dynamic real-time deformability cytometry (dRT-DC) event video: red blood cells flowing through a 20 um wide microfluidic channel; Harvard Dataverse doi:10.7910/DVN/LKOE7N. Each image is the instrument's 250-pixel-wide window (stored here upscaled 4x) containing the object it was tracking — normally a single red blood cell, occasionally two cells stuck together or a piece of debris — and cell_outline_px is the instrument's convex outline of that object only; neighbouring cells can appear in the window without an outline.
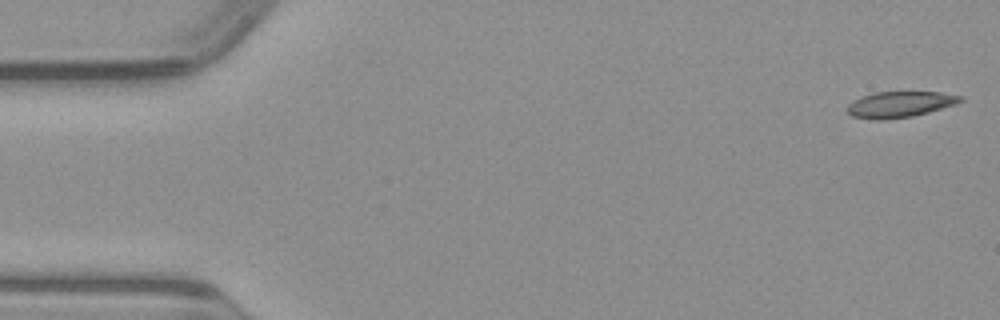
{"species": "common noctule bat (a hibernating species)", "species_latin": "Nyctalus noctula", "temperature_condition": "warm", "stored_images_in_passage": 49, "camera_frame_rate_fps": 3000, "um_per_image_px": 0.085, "animal": {"sex": "male", "body_mass_g": 23.1, "forearm_length_mm": 52.7}, "frame": {"image": 1, "passage_image": 1, "time_ms": 0.0, "image_size_px": [1000, 320], "cell_outline_px": [[964, 100], [956, 104], [928, 112], [912, 116], [880, 120], [876, 120], [852, 116], [848, 112], [848, 104], [852, 100], [860, 96], [876, 92], [940, 92], [964, 96]], "centroid_in_image_um": [76.49, 8.86], "position_along_channel_um": 8.5, "area_um2": 17.11}}
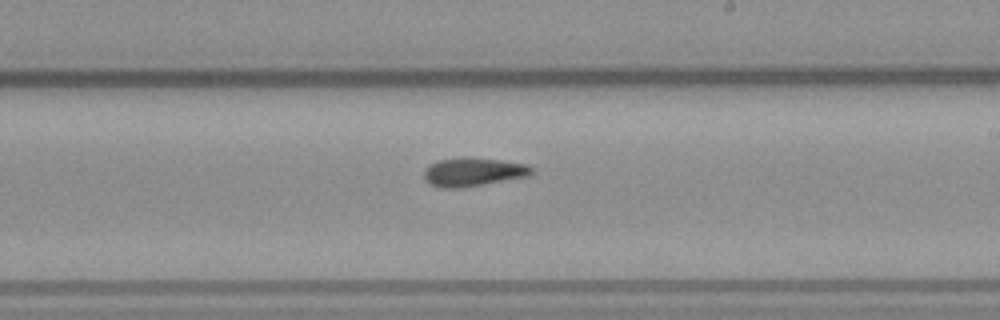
{"frame": {"image": 2, "passage_image": 28, "time_ms": 9.0, "image_size_px": [1000, 320], "cell_outline_px": [[536, 172], [528, 176], [484, 184], [460, 188], [440, 188], [428, 184], [424, 180], [424, 172], [432, 164], [440, 160], [464, 156], [500, 160], [528, 164], [536, 168]], "centroid_in_image_um": [40.27, 14.62], "position_along_channel_um": 248.7, "area_um2": 18.15}}
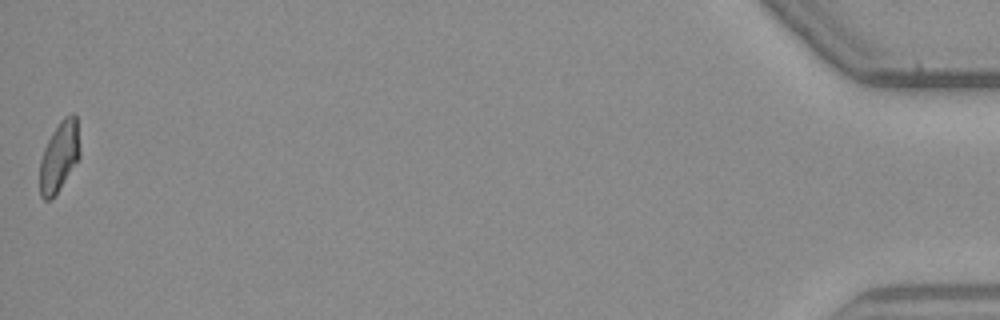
{"frame": {"image": 3, "passage_image": 49, "time_ms": 16.0, "image_size_px": [1000, 320], "cell_outline_px": [[80, 156], [52, 200], [44, 200], [40, 196], [40, 160], [44, 148], [48, 140], [60, 120], [64, 116], [72, 112], [76, 116], [80, 152]], "centroid_in_image_um": [5.03, 13.3], "position_along_channel_um": 430.2, "area_um2": 16.24}}